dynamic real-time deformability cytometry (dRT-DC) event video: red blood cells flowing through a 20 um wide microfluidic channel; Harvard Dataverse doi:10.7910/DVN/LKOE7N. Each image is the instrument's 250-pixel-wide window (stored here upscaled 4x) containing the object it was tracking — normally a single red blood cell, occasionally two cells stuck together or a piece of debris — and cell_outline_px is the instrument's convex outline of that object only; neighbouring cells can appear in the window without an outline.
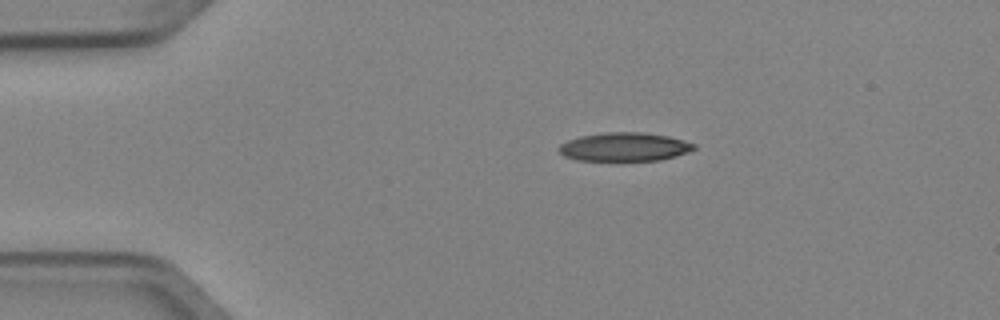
{"species": "Egyptian fruit bat (a non-hibernating species)", "species_latin": "Rousettus aegyptiacus", "temperature_condition": "cold", "stored_images_in_passage": 2, "camera_frame_rate_fps": 3000, "um_per_image_px": 0.085, "animal": {"sex": "female"}, "frame": {"image": 1, "passage_image": 1, "time_ms": 0.0, "image_size_px": [1000, 320], "cell_outline_px": [[696, 148], [688, 152], [676, 156], [660, 160], [576, 160], [564, 156], [556, 148], [560, 144], [568, 140], [580, 136], [604, 132], [644, 132], [668, 136], [684, 140], [696, 144]], "centroid_in_image_um": [53.07, 12.48], "position_along_channel_um": 31.9, "area_um2": 22.6}}